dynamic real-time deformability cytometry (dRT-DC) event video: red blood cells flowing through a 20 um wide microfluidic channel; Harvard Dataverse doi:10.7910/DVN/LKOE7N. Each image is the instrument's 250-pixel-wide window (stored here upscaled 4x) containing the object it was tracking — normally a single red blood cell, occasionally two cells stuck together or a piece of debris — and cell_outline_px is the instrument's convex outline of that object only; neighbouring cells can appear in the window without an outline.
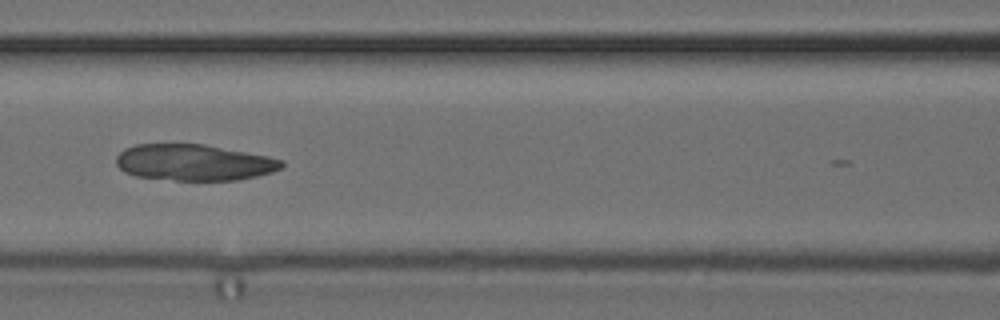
{"species": "common noctule bat (a hibernating species)", "species_latin": "Nyctalus noctula", "temperature_condition": "cold", "stored_images_in_passage": 23, "camera_frame_rate_fps": 3000, "um_per_image_px": 0.085, "animal": {"sex": "female", "body_mass_g": 24.6, "forearm_length_mm": 56.2}, "frame": {"image": 1, "passage_image": 8, "time_ms": 2.333, "image_size_px": [1000, 320], "cell_outline_px": [[284, 164], [280, 168], [272, 172], [256, 176], [236, 180], [176, 180], [136, 176], [124, 172], [116, 164], [116, 156], [124, 148], [136, 144], [204, 144], [268, 156], [284, 160]], "centroid_in_image_um": [16.47, 13.8], "position_along_channel_um": 150.1, "area_um2": 34.91}}
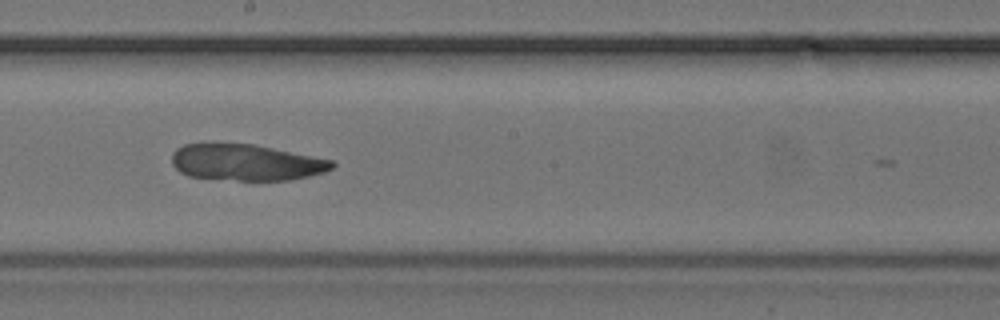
{"frame": {"image": 2, "passage_image": 14, "time_ms": 4.333, "image_size_px": [1000, 320], "cell_outline_px": [[336, 164], [332, 168], [324, 172], [292, 180], [236, 180], [188, 176], [180, 172], [172, 164], [172, 152], [176, 148], [184, 144], [252, 144], [332, 160]], "centroid_in_image_um": [20.9, 13.81], "position_along_channel_um": 227.3, "area_um2": 33.58}}
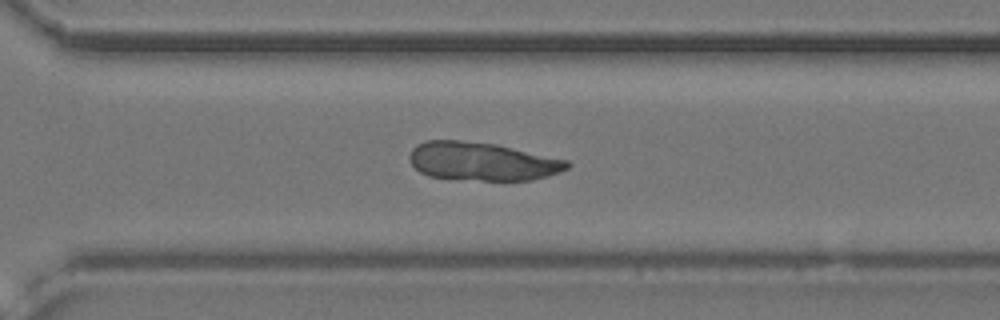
{"frame": {"image": 3, "passage_image": 22, "time_ms": 7.0, "image_size_px": [1000, 320], "cell_outline_px": [[572, 164], [568, 168], [560, 172], [548, 176], [532, 180], [480, 180], [428, 176], [420, 172], [408, 160], [408, 156], [412, 148], [416, 144], [424, 140], [460, 140], [496, 144], [568, 160]], "centroid_in_image_um": [40.97, 13.71], "position_along_channel_um": 329.6, "area_um2": 35.32}}